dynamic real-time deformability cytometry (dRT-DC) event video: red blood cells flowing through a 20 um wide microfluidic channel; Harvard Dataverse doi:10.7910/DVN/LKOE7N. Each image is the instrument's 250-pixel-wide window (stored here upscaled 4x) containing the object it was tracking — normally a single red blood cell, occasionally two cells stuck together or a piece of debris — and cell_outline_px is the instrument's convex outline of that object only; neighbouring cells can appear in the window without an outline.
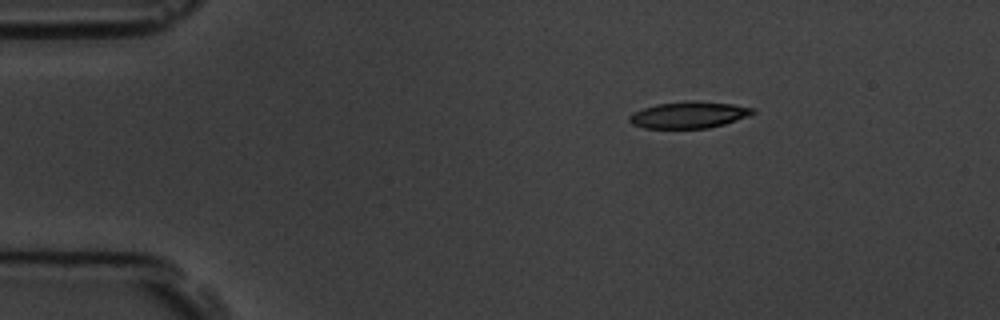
{"species": "common noctule bat (a hibernating species)", "species_latin": "Nyctalus noctula", "temperature_condition": "room temperature", "stored_images_in_passage": 4, "segment_of_instrument_passage": [1, 2], "camera_frame_rate_fps": 3000, "um_per_image_px": 0.085, "animal": {"sex": "male", "body_mass_g": 19.5, "forearm_length_mm": 54.6}, "frame": {"image": 1, "passage_image": 1, "time_ms": 0.0, "image_size_px": [1000, 320], "cell_outline_px": [[756, 112], [752, 116], [724, 124], [708, 128], [644, 128], [632, 124], [628, 120], [628, 116], [632, 112], [656, 104], [688, 100], [696, 100], [732, 104], [752, 108]], "centroid_in_image_um": [58.56, 9.76], "position_along_channel_um": 26.4, "area_um2": 19.36}}